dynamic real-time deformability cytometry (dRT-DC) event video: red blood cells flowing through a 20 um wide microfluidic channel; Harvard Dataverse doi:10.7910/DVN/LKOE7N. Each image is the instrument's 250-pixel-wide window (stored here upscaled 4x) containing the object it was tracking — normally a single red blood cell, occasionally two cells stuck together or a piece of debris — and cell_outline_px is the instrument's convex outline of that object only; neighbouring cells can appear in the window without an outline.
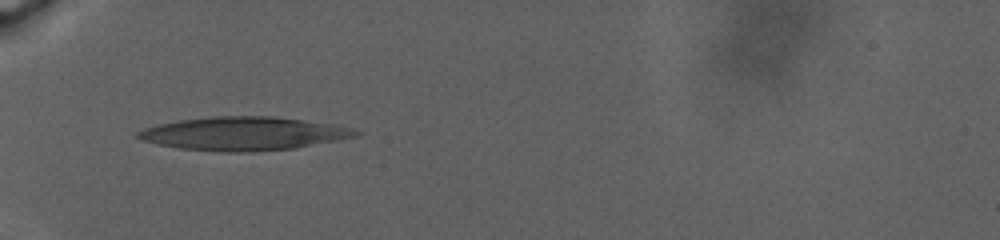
{"species": "human", "species_latin": "Homo sapiens", "temperature_condition": "warm", "stored_images_in_passage": 73, "camera_frame_rate_fps": 3000, "um_per_image_px": 0.085, "donor": {"sex": "male"}, "frame": {"image": 1, "passage_image": 1, "time_ms": 0.0, "image_size_px": [1000, 240], "cell_outline_px": [[364, 132], [356, 136], [340, 140], [296, 148], [252, 152], [220, 152], [180, 148], [160, 144], [144, 140], [136, 136], [136, 132], [144, 128], [156, 124], [176, 120], [212, 116], [272, 116], [304, 120], [332, 124], [352, 128]], "centroid_in_image_um": [20.74, 11.35], "position_along_channel_um": 64.3, "area_um2": 42.66}}
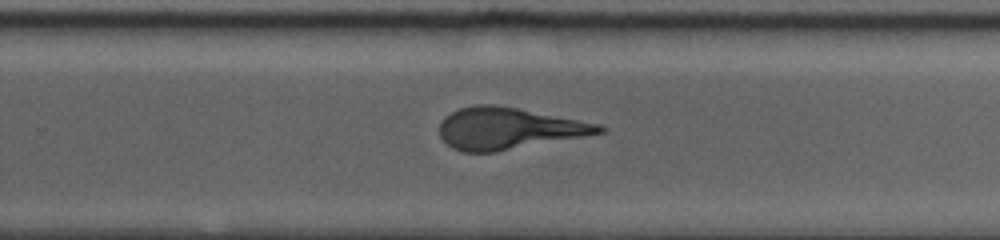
{"frame": {"image": 2, "passage_image": 45, "time_ms": 10.0, "image_size_px": [1000, 240], "cell_outline_px": [[608, 128], [604, 132], [584, 136], [496, 152], [464, 152], [452, 148], [440, 136], [440, 124], [444, 116], [460, 108], [476, 104], [496, 104], [600, 124]], "centroid_in_image_um": [43.21, 10.91], "position_along_channel_um": 286.6, "area_um2": 38.49}}
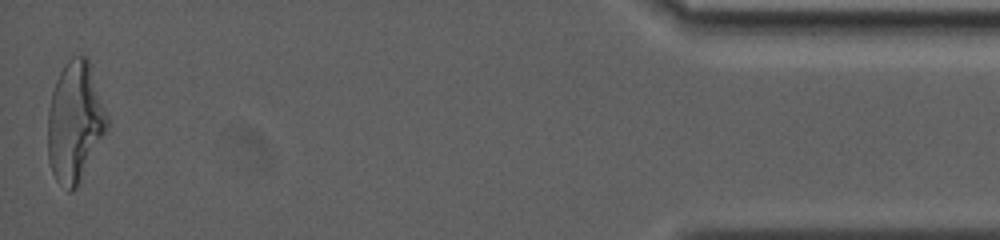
{"frame": {"image": 3, "passage_image": 72, "time_ms": 19.0, "image_size_px": [1000, 240], "cell_outline_px": [[108, 128], [76, 188], [72, 192], [68, 192], [56, 180], [52, 172], [48, 160], [48, 112], [52, 92], [56, 80], [64, 64], [72, 56], [88, 56], [108, 116]], "centroid_in_image_um": [6.37, 10.36], "position_along_channel_um": 428.8, "area_um2": 41.62}, "authors_computed_cell_mechanics": {"area_um2": 39.2462, "velocity_mm_per_s": 2.352, "shape_relaxation_time_tau1_ms": 11.1482, "shape_relaxation_time_tau2_ms": 1.7638, "deformation_change_tau1": 0.3153, "deformation_change_tau2": 0.1151}}